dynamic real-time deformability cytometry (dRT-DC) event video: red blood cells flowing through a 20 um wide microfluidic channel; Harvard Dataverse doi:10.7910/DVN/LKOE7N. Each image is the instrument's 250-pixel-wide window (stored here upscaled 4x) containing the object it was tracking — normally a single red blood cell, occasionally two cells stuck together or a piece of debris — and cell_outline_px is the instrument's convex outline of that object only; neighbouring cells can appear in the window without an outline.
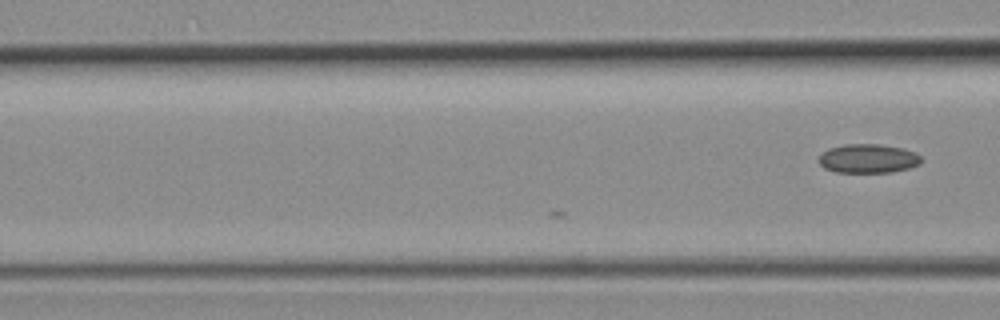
{"species": "common noctule bat (a hibernating species)", "species_latin": "Nyctalus noctula", "temperature_condition": "room temperature", "stored_images_in_passage": 3, "camera_frame_rate_fps": 3000, "um_per_image_px": 0.085, "animal": {"sex": "female", "body_mass_g": 19.3, "forearm_length_mm": 54.1}, "frame": {"image": 1, "passage_image": 3, "time_ms": 0.667, "image_size_px": [1000, 320], "cell_outline_px": [[924, 160], [920, 164], [908, 168], [892, 172], [836, 172], [824, 168], [816, 160], [828, 148], [844, 144], [880, 144], [904, 148], [916, 152]], "centroid_in_image_um": [73.81, 13.47], "position_along_channel_um": 92.8, "area_um2": 17.51}}